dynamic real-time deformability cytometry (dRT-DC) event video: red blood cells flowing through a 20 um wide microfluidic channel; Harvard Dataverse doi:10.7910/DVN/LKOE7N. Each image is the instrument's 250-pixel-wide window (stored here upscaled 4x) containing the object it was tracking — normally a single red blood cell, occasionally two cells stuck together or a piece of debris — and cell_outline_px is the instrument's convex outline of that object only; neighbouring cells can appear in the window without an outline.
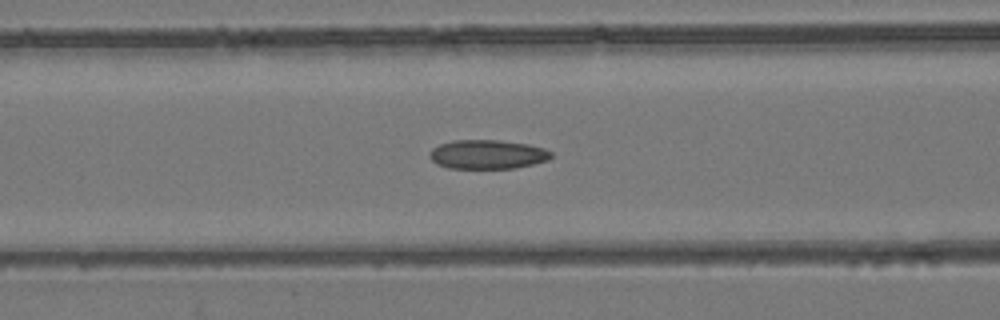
{"species": "common noctule bat (a hibernating species)", "species_latin": "Nyctalus noctula", "temperature_condition": "room temperature", "stored_images_in_passage": 53, "camera_frame_rate_fps": 3000, "um_per_image_px": 0.085, "animal": {"sex": "female", "body_mass_g": 24.6, "forearm_length_mm": 56.2}, "frame": {"image": 1, "passage_image": 22, "time_ms": 7.0, "image_size_px": [1000, 320], "cell_outline_px": [[552, 156], [548, 160], [516, 168], [448, 168], [436, 164], [428, 156], [428, 152], [432, 148], [440, 144], [452, 140], [500, 140], [528, 144], [544, 148], [552, 152]], "centroid_in_image_um": [41.41, 13.12], "position_along_channel_um": 125.2, "area_um2": 20.75}}
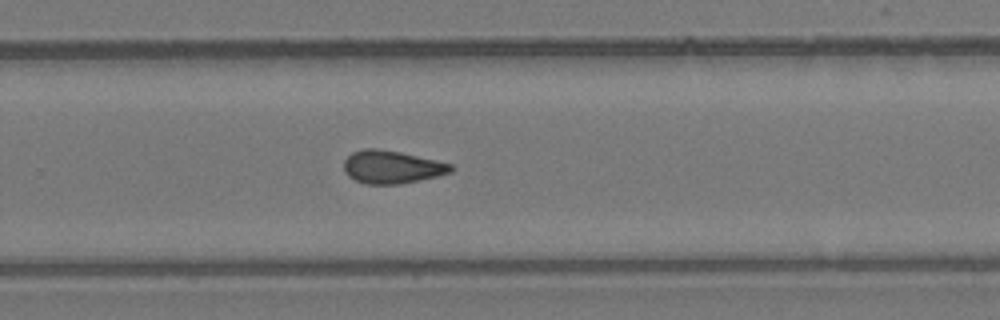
{"frame": {"image": 2, "passage_image": 35, "time_ms": 11.333, "image_size_px": [1000, 320], "cell_outline_px": [[456, 168], [452, 172], [436, 176], [400, 184], [364, 184], [348, 176], [344, 172], [344, 160], [352, 152], [364, 148], [376, 148], [400, 152], [436, 160], [452, 164]], "centroid_in_image_um": [33.3, 14.19], "position_along_channel_um": 296.5, "area_um2": 20.58}}
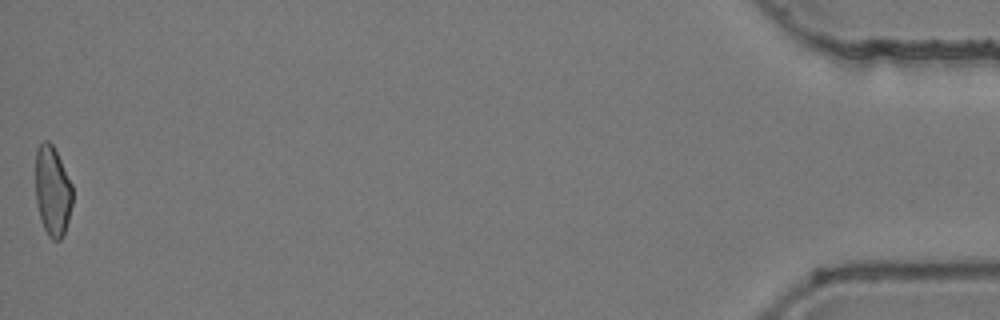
{"frame": {"image": 3, "passage_image": 53, "time_ms": 17.333, "image_size_px": [1000, 320], "cell_outline_px": [[72, 204], [68, 220], [64, 232], [60, 240], [52, 240], [48, 236], [44, 228], [36, 204], [36, 148], [44, 140], [48, 140], [52, 144], [72, 184]], "centroid_in_image_um": [4.46, 16.24], "position_along_channel_um": 430.7, "area_um2": 19.25}, "authors_computed_cell_mechanics": {"area_um2": 20.7502, "velocity_mm_per_s": 3.9668, "shape_relaxation_time_tau1_ms": null, "shape_relaxation_time_tau2_ms": 4.1528, "deformation_change_tau1": null, "deformation_change_tau2": 0.1182}}